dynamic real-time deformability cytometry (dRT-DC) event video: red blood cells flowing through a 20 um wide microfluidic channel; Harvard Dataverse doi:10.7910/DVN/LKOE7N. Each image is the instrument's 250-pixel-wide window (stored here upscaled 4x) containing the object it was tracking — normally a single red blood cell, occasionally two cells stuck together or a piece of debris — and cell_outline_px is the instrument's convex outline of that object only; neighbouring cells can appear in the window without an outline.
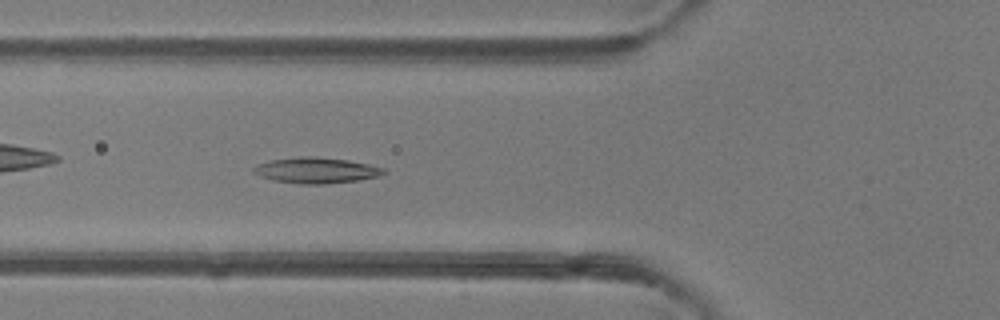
{"species": "common noctule bat (a hibernating species)", "species_latin": "Nyctalus noctula", "temperature_condition": "room temperature", "stored_images_in_passage": 20, "camera_frame_rate_fps": 3000, "um_per_image_px": 0.085, "animal": {"sex": "female"}, "frame": {"image": 1, "passage_image": 10, "time_ms": 3.0, "image_size_px": [1000, 320], "cell_outline_px": [[388, 172], [380, 176], [360, 180], [324, 184], [300, 184], [276, 180], [260, 176], [252, 172], [252, 168], [256, 164], [272, 160], [300, 156], [316, 156], [348, 160], [368, 164], [384, 168]], "centroid_in_image_um": [26.9, 14.47], "position_along_channel_um": 98.9, "area_um2": 19.65}}